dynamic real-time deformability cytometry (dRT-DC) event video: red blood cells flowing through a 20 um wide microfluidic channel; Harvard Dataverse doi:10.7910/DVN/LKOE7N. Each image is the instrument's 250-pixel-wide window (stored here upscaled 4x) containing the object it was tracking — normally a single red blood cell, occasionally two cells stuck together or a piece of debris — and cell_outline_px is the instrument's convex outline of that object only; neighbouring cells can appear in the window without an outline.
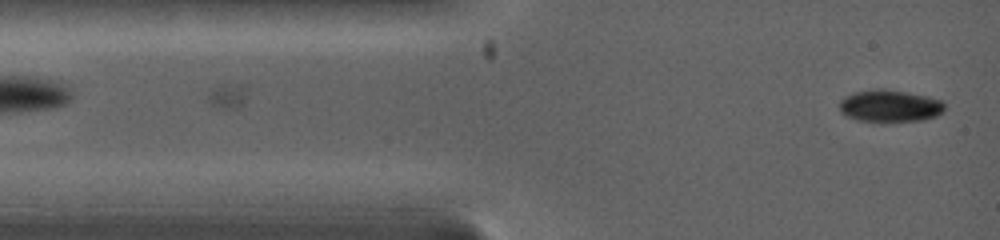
{"species": "common noctule bat (a hibernating species)", "species_latin": "Nyctalus noctula", "temperature_condition": "warm", "stored_images_in_passage": 5, "camera_frame_rate_fps": 5000, "um_per_image_px": 0.085, "animal": {"sex": "female", "body_mass_g": 19.0, "forearm_length_mm": 53.3}, "frame": {"image": 1, "passage_image": 5, "time_ms": 1.0, "image_size_px": [1000, 240], "cell_outline_px": [[944, 112], [936, 116], [924, 120], [880, 124], [856, 120], [844, 116], [840, 112], [840, 100], [844, 96], [852, 92], [876, 88], [880, 88], [928, 96], [940, 100], [944, 104]], "centroid_in_image_um": [75.59, 9.05], "position_along_channel_um": 9.4, "area_um2": 20.52}}